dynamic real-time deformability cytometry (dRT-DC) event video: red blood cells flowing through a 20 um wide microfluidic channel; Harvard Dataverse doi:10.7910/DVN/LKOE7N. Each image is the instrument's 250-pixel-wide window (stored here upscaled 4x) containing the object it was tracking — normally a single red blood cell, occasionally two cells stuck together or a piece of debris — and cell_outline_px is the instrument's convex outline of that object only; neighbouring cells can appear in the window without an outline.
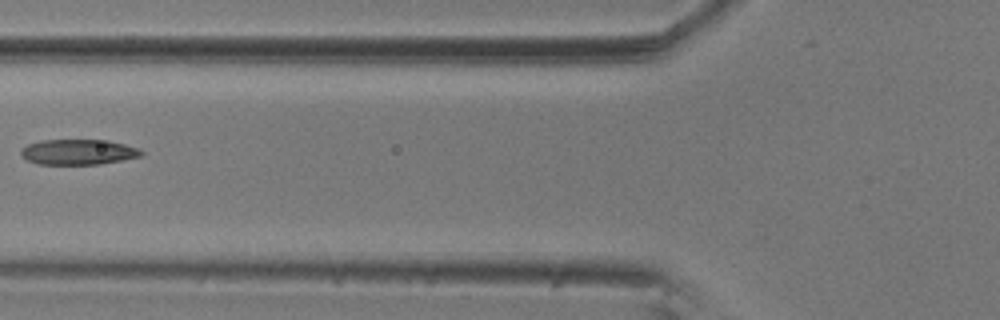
{"species": "common noctule bat (a hibernating species)", "species_latin": "Nyctalus noctula", "temperature_condition": "room temperature", "stored_images_in_passage": 13, "camera_frame_rate_fps": 3000, "um_per_image_px": 0.085, "animal": {"sex": "male", "body_mass_g": 20.5, "forearm_length_mm": 52.5}, "frame": {"image": 1, "passage_image": 6, "time_ms": 1.667, "image_size_px": [1000, 320], "cell_outline_px": [[144, 152], [140, 156], [124, 160], [100, 164], [40, 164], [28, 160], [20, 152], [20, 148], [28, 144], [40, 140], [108, 140], [140, 148]], "centroid_in_image_um": [6.68, 12.91], "position_along_channel_um": 119.1, "area_um2": 17.8}}
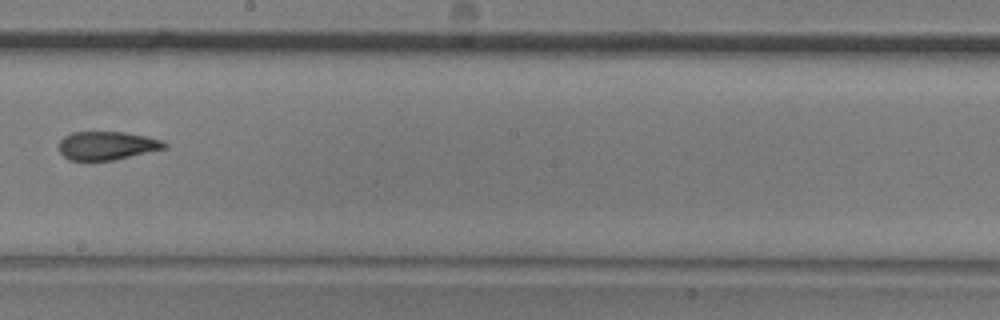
{"frame": {"image": 2, "passage_image": 9, "time_ms": 2.667, "image_size_px": [1000, 320], "cell_outline_px": [[168, 148], [112, 160], [68, 160], [60, 152], [60, 140], [64, 136], [72, 132], [124, 132], [148, 136], [160, 140], [168, 144]], "centroid_in_image_um": [9.11, 12.37], "position_along_channel_um": 239.1, "area_um2": 17.46}}
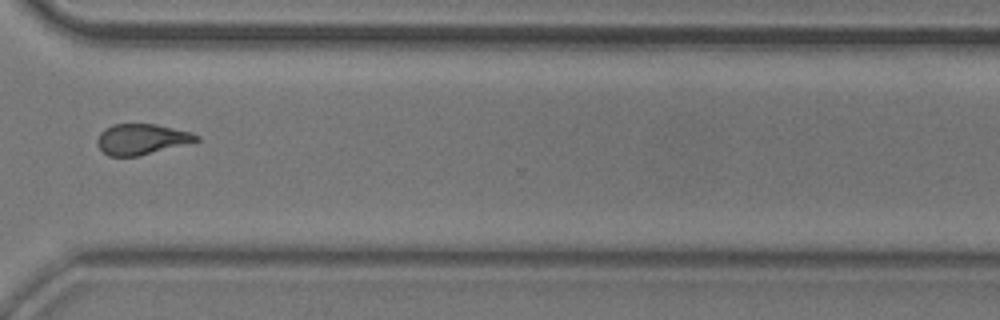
{"frame": {"image": 3, "passage_image": 12, "time_ms": 3.667, "image_size_px": [1000, 320], "cell_outline_px": [[200, 140], [140, 156], [108, 156], [96, 144], [96, 140], [100, 132], [104, 128], [112, 124], [156, 124], [192, 132], [200, 136]], "centroid_in_image_um": [12.02, 11.82], "position_along_channel_um": 358.6, "area_um2": 17.8}}